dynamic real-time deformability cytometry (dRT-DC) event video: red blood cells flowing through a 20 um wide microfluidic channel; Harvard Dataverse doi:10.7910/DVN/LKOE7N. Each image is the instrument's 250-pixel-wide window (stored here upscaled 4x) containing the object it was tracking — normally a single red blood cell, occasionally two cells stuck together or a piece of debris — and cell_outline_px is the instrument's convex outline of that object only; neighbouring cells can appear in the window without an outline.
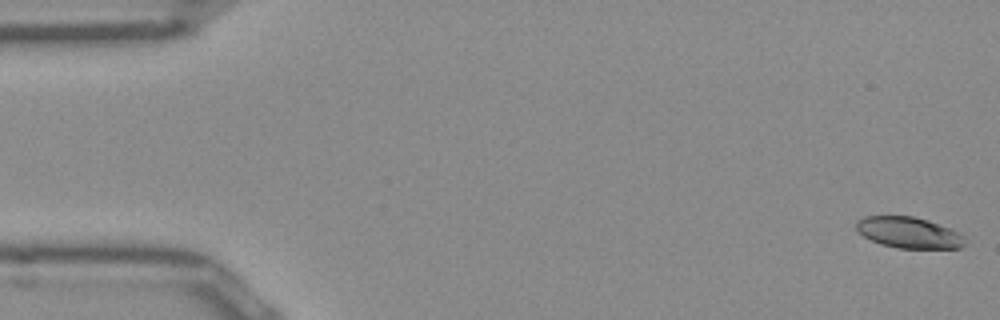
{"species": "Egyptian fruit bat (a non-hibernating species)", "species_latin": "Rousettus aegyptiacus", "temperature_condition": "room temperature", "stored_images_in_passage": 51, "camera_frame_rate_fps": 3000, "um_per_image_px": 0.085, "frame": {"image": 1, "passage_image": 1, "time_ms": 0.0, "image_size_px": [1000, 320], "cell_outline_px": [[964, 244], [960, 248], [896, 248], [880, 244], [864, 236], [856, 228], [856, 220], [864, 216], [912, 216], [960, 232], [964, 236]], "centroid_in_image_um": [77.22, 19.78], "position_along_channel_um": 7.8, "area_um2": 19.42}}
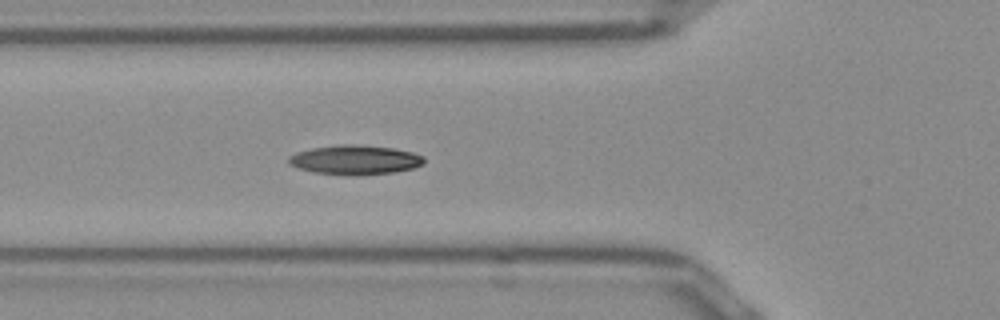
{"frame": {"image": 2, "passage_image": 18, "time_ms": 5.667, "image_size_px": [1000, 320], "cell_outline_px": [[424, 164], [412, 168], [392, 172], [356, 176], [352, 176], [312, 172], [288, 164], [288, 156], [296, 152], [312, 148], [340, 144], [356, 144], [392, 148], [412, 152], [424, 156]], "centroid_in_image_um": [30.15, 13.59], "position_along_channel_um": 95.6, "area_um2": 23.29}}
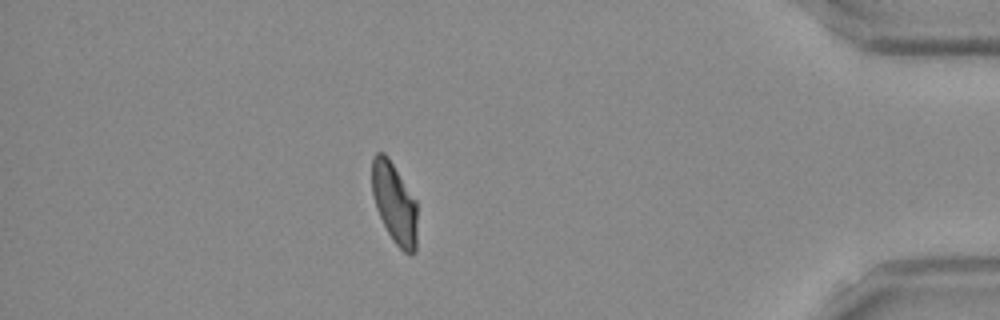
{"frame": {"image": 3, "passage_image": 45, "time_ms": 14.667, "image_size_px": [1000, 320], "cell_outline_px": [[416, 252], [412, 256], [404, 252], [392, 240], [376, 208], [372, 192], [372, 156], [376, 152], [384, 152], [388, 156], [416, 200]], "centroid_in_image_um": [33.52, 17.26], "position_along_channel_um": 401.7, "area_um2": 21.33}, "authors_computed_cell_mechanics": {"area_um2": 21.7906, "velocity_mm_per_s": 3.9155, "shape_relaxation_time_tau1_ms": 7.7043, "shape_relaxation_time_tau2_ms": 3.7751, "deformation_change_tau1": 0.2069, "deformation_change_tau2": 0.0757}}